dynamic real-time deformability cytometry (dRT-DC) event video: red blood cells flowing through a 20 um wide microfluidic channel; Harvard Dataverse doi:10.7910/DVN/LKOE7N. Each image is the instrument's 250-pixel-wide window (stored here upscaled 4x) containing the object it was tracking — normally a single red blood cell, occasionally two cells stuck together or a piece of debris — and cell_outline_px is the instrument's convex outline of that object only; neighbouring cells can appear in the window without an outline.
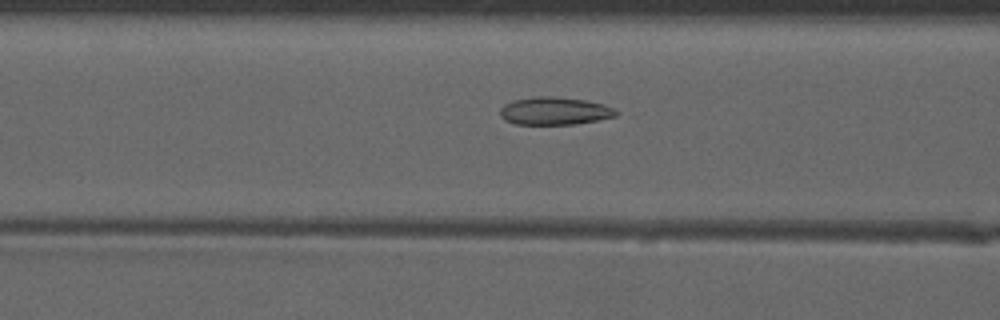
{"species": "common noctule bat (a hibernating species)", "species_latin": "Nyctalus noctula", "temperature_condition": "warm", "stored_images_in_passage": 51, "camera_frame_rate_fps": 3000, "um_per_image_px": 0.085, "animal": {"sex": "male", "forearm_length_mm": 52.5}, "frame": {"image": 1, "passage_image": 22, "time_ms": 7.0, "image_size_px": [1000, 320], "cell_outline_px": [[620, 112], [616, 116], [596, 120], [572, 124], [516, 124], [504, 120], [500, 116], [500, 108], [504, 104], [512, 100], [536, 96], [552, 96], [584, 100], [604, 104]], "centroid_in_image_um": [47.1, 9.42], "position_along_channel_um": 119.5, "area_um2": 18.73}}
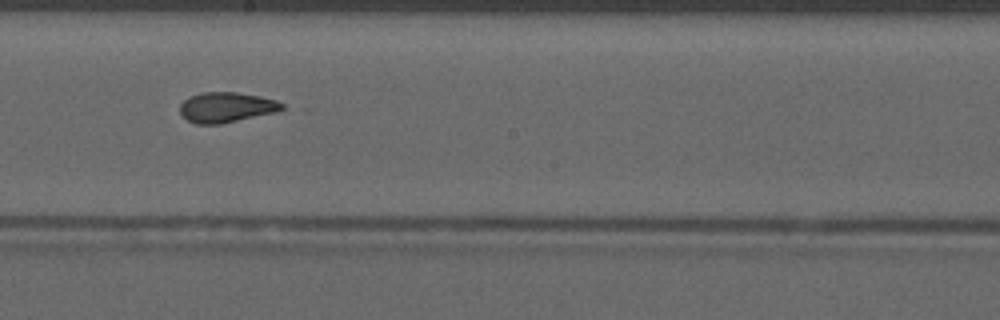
{"frame": {"image": 2, "passage_image": 30, "time_ms": 9.667, "image_size_px": [1000, 320], "cell_outline_px": [[284, 108], [276, 112], [220, 124], [196, 124], [188, 120], [180, 112], [180, 104], [188, 96], [200, 92], [236, 92], [260, 96], [276, 100], [284, 104]], "centroid_in_image_um": [19.23, 9.11], "position_along_channel_um": 229.0, "area_um2": 17.98}}
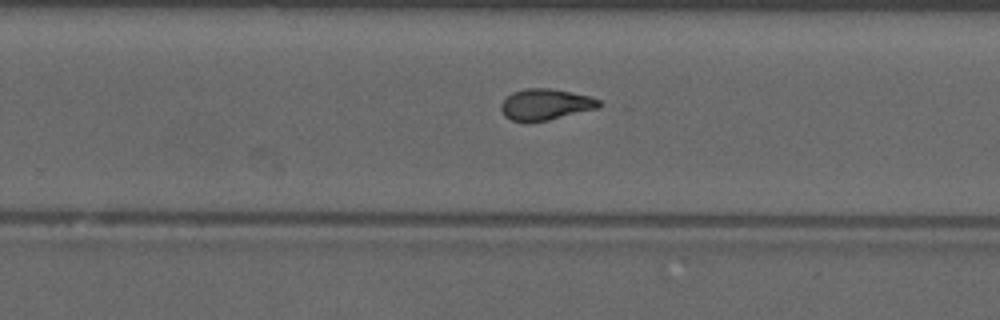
{"frame": {"image": 3, "passage_image": 34, "time_ms": 11.0, "image_size_px": [1000, 320], "cell_outline_px": [[604, 104], [600, 108], [548, 120], [528, 124], [512, 120], [504, 116], [500, 108], [500, 104], [512, 92], [524, 88], [548, 88], [588, 96], [600, 100]], "centroid_in_image_um": [46.35, 8.91], "position_along_channel_um": 283.4, "area_um2": 18.09}, "authors_computed_cell_mechanics": {"area_um2": 18.2648, "velocity_mm_per_s": 4.1084, "shape_relaxation_time_tau1_ms": null, "shape_relaxation_time_tau2_ms": 1.1947, "deformation_change_tau1": null, "deformation_change_tau2": 0.0826}}